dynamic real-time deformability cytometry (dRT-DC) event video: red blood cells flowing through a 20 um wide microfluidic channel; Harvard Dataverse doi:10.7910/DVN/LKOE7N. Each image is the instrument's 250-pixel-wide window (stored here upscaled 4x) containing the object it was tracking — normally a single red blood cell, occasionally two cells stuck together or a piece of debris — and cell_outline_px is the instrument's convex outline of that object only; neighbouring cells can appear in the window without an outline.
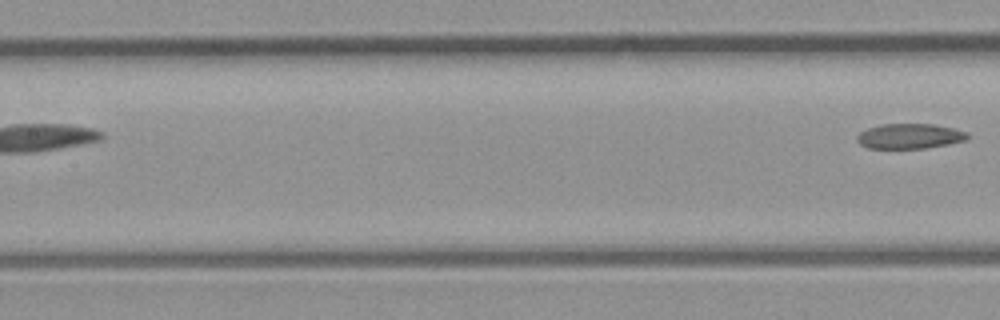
{"species": "common noctule bat (a hibernating species)", "species_latin": "Nyctalus noctula", "temperature_condition": "room temperature", "stored_images_in_passage": 7, "segment_of_instrument_passage": [2, 2], "camera_frame_rate_fps": 3000, "um_per_image_px": 0.085, "animal": {"sex": "male", "body_mass_g": 23.1, "forearm_length_mm": 52.7}, "frame": {"image": 1, "passage_image": 7, "time_ms": 6.667, "image_size_px": [1000, 320], "cell_outline_px": [[968, 136], [964, 140], [948, 144], [924, 148], [868, 148], [860, 144], [856, 140], [856, 136], [860, 132], [868, 128], [880, 124], [932, 124], [952, 128], [968, 132]], "centroid_in_image_um": [77.28, 11.57], "position_along_channel_um": 130.1, "area_um2": 16.01}}